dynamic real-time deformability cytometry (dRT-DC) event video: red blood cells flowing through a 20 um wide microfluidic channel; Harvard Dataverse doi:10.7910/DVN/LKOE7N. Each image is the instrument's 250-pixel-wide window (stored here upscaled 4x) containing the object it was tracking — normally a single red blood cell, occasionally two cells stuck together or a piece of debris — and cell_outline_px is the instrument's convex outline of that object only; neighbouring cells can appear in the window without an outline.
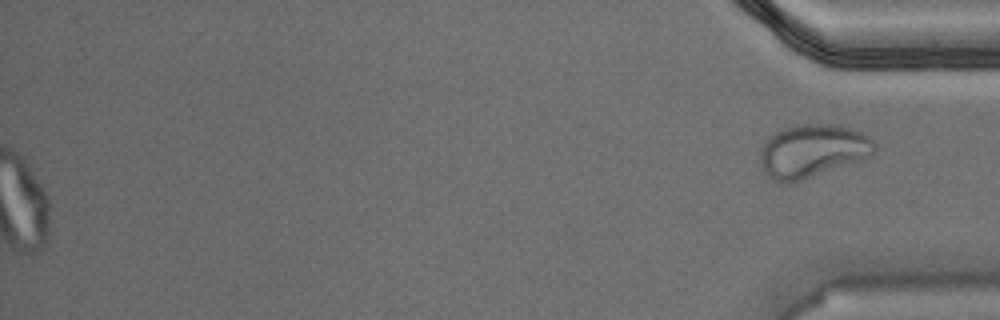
{"species": "Egyptian fruit bat (a non-hibernating species)", "species_latin": "Rousettus aegyptiacus", "temperature_condition": "warm", "stored_images_in_passage": 48, "segment_of_instrument_passage": [2, 2], "camera_frame_rate_fps": 3000, "um_per_image_px": 0.085, "animal": {"sex": "male"}, "frame": {"image": 1, "passage_image": 48, "time_ms": 15.667, "image_size_px": [1000, 320], "cell_outline_px": [[876, 148], [872, 156], [788, 184], [772, 180], [764, 172], [760, 164], [760, 148], [764, 140], [772, 132], [780, 128], [796, 124], [828, 124], [848, 128], [864, 132], [876, 144]], "centroid_in_image_um": [69.0, 12.81], "position_along_channel_um": 366.2, "area_um2": 35.66}}